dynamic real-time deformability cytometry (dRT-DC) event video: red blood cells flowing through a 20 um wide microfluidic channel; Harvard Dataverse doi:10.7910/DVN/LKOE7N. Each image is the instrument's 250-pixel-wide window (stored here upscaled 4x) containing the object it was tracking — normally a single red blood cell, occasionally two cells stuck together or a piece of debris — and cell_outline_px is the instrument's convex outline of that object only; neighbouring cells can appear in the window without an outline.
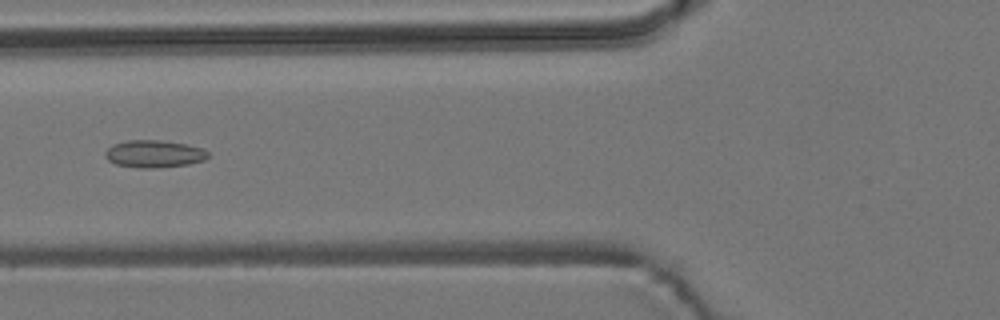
{"species": "common noctule bat (a hibernating species)", "species_latin": "Nyctalus noctula", "temperature_condition": "room temperature", "stored_images_in_passage": 9, "camera_frame_rate_fps": 3000, "um_per_image_px": 0.085, "animal": {"sex": "male", "body_mass_g": 19.2, "forearm_length_mm": 51.8}, "frame": {"image": 1, "passage_image": 6, "time_ms": 1.667, "image_size_px": [1000, 320], "cell_outline_px": [[208, 156], [204, 160], [188, 164], [156, 168], [140, 168], [116, 164], [108, 160], [104, 156], [104, 152], [112, 144], [128, 140], [160, 140], [184, 144], [204, 148], [208, 152]], "centroid_in_image_um": [13.08, 13.07], "position_along_channel_um": 112.7, "area_um2": 16.42}}
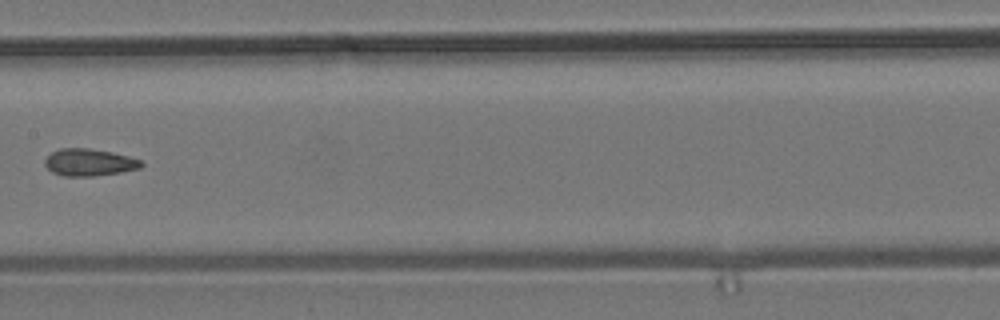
{"frame": {"image": 2, "passage_image": 8, "time_ms": 2.333, "image_size_px": [1000, 320], "cell_outline_px": [[144, 164], [140, 168], [120, 172], [92, 176], [64, 176], [52, 172], [44, 164], [44, 160], [52, 152], [60, 148], [88, 148], [112, 152], [128, 156], [140, 160]], "centroid_in_image_um": [7.57, 13.8], "position_along_channel_um": 199.8, "area_um2": 15.14}}
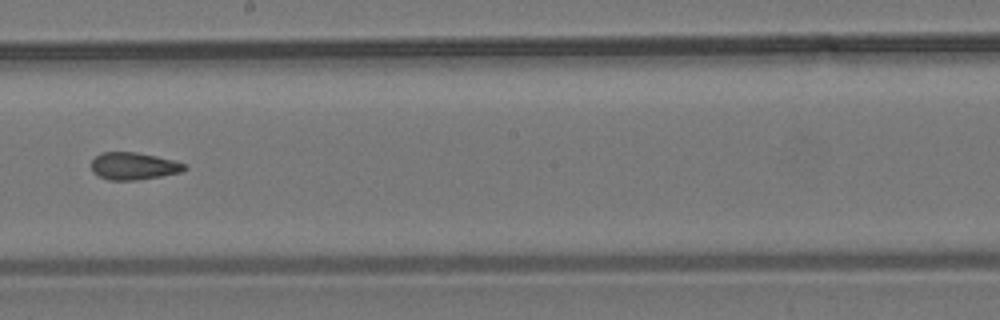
{"frame": {"image": 3, "passage_image": 9, "time_ms": 2.667, "image_size_px": [1000, 320], "cell_outline_px": [[188, 168], [180, 172], [160, 176], [136, 180], [108, 180], [92, 172], [92, 160], [100, 152], [136, 152], [156, 156], [172, 160], [184, 164]], "centroid_in_image_um": [11.33, 14.11], "position_along_channel_um": 236.9, "area_um2": 14.68}}